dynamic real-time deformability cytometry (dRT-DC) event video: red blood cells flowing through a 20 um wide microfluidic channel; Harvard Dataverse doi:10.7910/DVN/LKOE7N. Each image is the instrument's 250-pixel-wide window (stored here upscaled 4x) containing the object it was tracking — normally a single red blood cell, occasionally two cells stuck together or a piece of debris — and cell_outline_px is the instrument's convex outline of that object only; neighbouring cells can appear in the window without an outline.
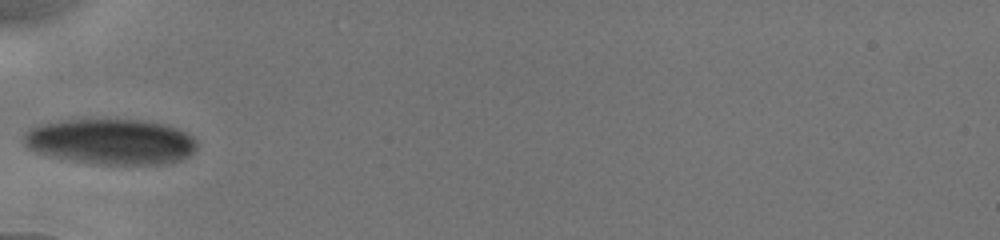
{"species": "human", "species_latin": "Homo sapiens", "temperature_condition": "cold", "stored_images_in_passage": 9, "camera_frame_rate_fps": 3000, "um_per_image_px": 0.085, "donor": {"sex": "male"}, "frame": {"image": 1, "passage_image": 1, "time_ms": 0.0, "image_size_px": [1000, 240], "cell_outline_px": [[196, 148], [188, 156], [180, 160], [164, 164], [100, 164], [76, 160], [56, 156], [40, 152], [28, 148], [24, 140], [24, 132], [32, 124], [60, 120], [144, 120], [168, 124], [188, 132], [196, 140]], "centroid_in_image_um": [9.45, 12.01], "position_along_channel_um": 75.5, "area_um2": 45.95}}